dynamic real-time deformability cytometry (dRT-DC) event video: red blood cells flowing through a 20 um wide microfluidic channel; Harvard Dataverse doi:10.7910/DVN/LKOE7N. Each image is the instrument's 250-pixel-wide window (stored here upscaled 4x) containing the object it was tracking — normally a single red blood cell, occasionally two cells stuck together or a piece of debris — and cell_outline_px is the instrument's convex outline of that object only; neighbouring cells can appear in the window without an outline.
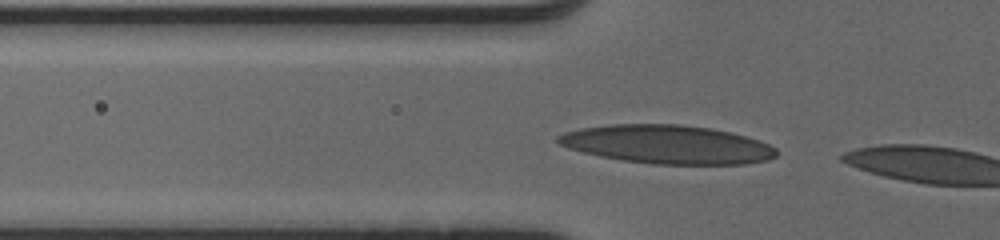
{"species": "human", "species_latin": "Homo sapiens", "temperature_condition": "cold", "stored_images_in_passage": 4, "camera_frame_rate_fps": 3000, "um_per_image_px": 0.085, "donor": {"sex": "male"}, "frame": {"image": 1, "passage_image": 2, "time_ms": 0.333, "image_size_px": [1000, 240], "cell_outline_px": [[776, 156], [768, 160], [744, 164], [652, 164], [624, 160], [600, 156], [568, 148], [560, 144], [556, 140], [556, 136], [564, 132], [580, 128], [608, 124], [676, 124], [708, 128], [728, 132], [760, 140], [776, 148]], "centroid_in_image_um": [56.69, 12.27], "position_along_channel_um": 69.1, "area_um2": 48.9}}